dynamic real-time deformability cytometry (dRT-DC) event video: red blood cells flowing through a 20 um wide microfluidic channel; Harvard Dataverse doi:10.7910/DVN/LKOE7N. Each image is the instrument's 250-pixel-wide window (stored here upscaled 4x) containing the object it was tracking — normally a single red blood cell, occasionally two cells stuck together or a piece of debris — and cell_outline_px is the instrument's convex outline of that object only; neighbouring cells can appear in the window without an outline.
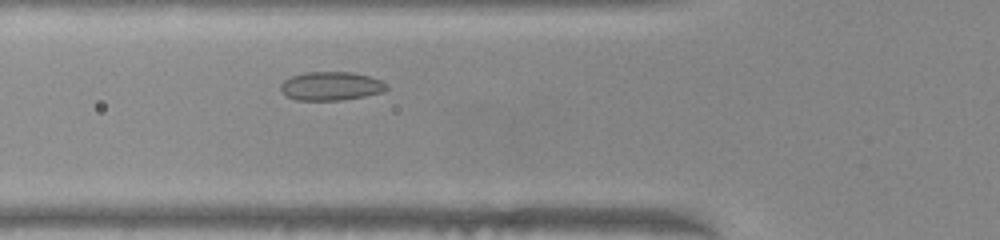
{"species": "common noctule bat (a hibernating species)", "species_latin": "Nyctalus noctula", "temperature_condition": "warm", "stored_images_in_passage": 39, "camera_frame_rate_fps": 3000, "um_per_image_px": 0.085, "animal": {"sex": "female", "body_mass_g": 22.0, "forearm_length_mm": 56.7}, "frame": {"image": 1, "passage_image": 6, "time_ms": 1.667, "image_size_px": [1000, 240], "cell_outline_px": [[388, 88], [380, 92], [364, 96], [340, 100], [296, 100], [288, 96], [280, 88], [280, 84], [284, 80], [292, 76], [304, 72], [352, 72], [368, 76], [380, 80], [388, 84]], "centroid_in_image_um": [28.13, 7.31], "position_along_channel_um": 97.7, "area_um2": 17.51}}
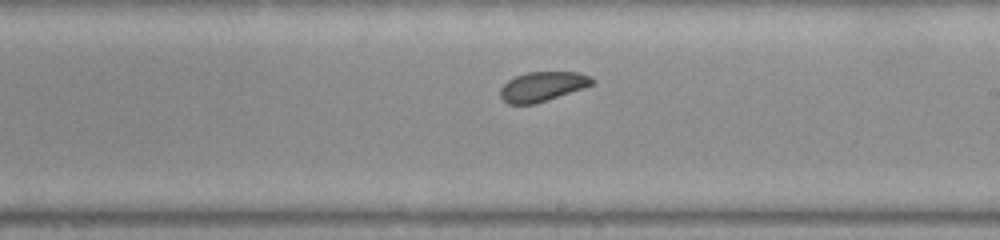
{"frame": {"image": 2, "passage_image": 17, "time_ms": 5.333, "image_size_px": [1000, 240], "cell_outline_px": [[596, 80], [592, 84], [584, 88], [536, 104], [508, 104], [500, 96], [500, 88], [508, 80], [516, 76], [528, 72], [580, 72], [592, 76]], "centroid_in_image_um": [46.14, 7.35], "position_along_channel_um": 242.9, "area_um2": 15.95}}
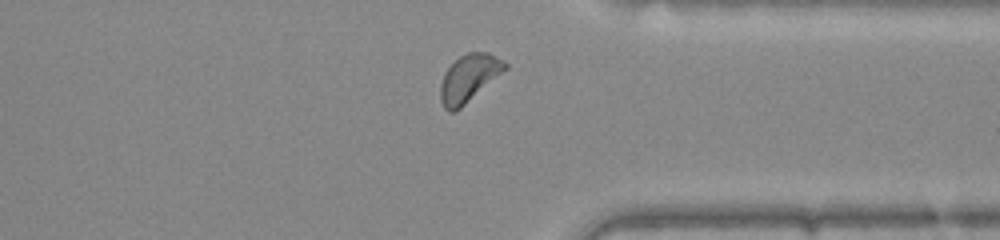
{"frame": {"image": 3, "passage_image": 27, "time_ms": 8.667, "image_size_px": [1000, 240], "cell_outline_px": [[508, 68], [456, 112], [448, 112], [444, 108], [440, 100], [440, 84], [444, 72], [460, 56], [468, 52], [488, 52], [504, 60], [508, 64]], "centroid_in_image_um": [39.86, 6.65], "position_along_channel_um": 371.5, "area_um2": 17.92}, "authors_computed_cell_mechanics": {"area_um2": 16.8776, "velocity_mm_per_s": 3.9687, "shape_relaxation_time_tau1_ms": 2.8895, "shape_relaxation_time_tau2_ms": null, "deformation_change_tau1": 0.0606, "deformation_change_tau2": null}}